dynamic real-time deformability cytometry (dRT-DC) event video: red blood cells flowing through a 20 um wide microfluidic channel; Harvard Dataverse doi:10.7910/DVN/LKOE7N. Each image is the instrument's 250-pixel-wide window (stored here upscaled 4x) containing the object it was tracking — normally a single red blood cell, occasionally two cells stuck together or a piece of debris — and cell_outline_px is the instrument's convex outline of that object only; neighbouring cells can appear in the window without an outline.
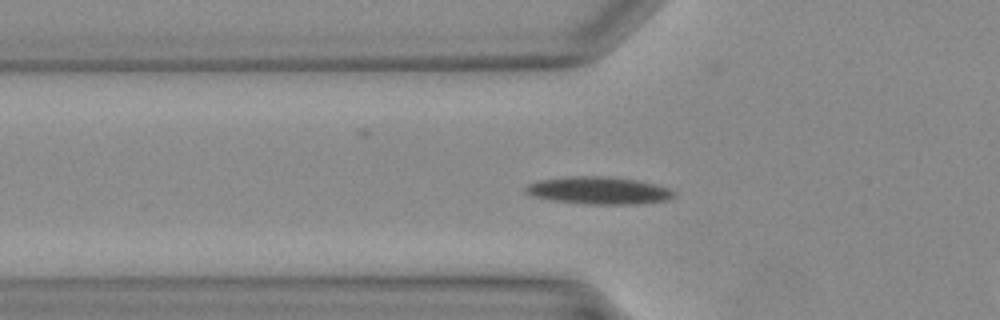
{"species": "Egyptian fruit bat (a non-hibernating species)", "species_latin": "Rousettus aegyptiacus", "temperature_condition": "warm", "stored_images_in_passage": 27, "camera_frame_rate_fps": 3000, "um_per_image_px": 0.085, "animal": {"sex": "female"}, "frame": {"image": 1, "passage_image": 5, "time_ms": 1.333, "image_size_px": [1000, 320], "cell_outline_px": [[676, 196], [668, 200], [636, 204], [592, 204], [548, 200], [532, 196], [524, 192], [524, 188], [528, 184], [540, 180], [568, 176], [608, 176], [636, 180], [668, 188], [676, 192]], "centroid_in_image_um": [50.87, 16.19], "position_along_channel_um": 74.9, "area_um2": 23.76}}
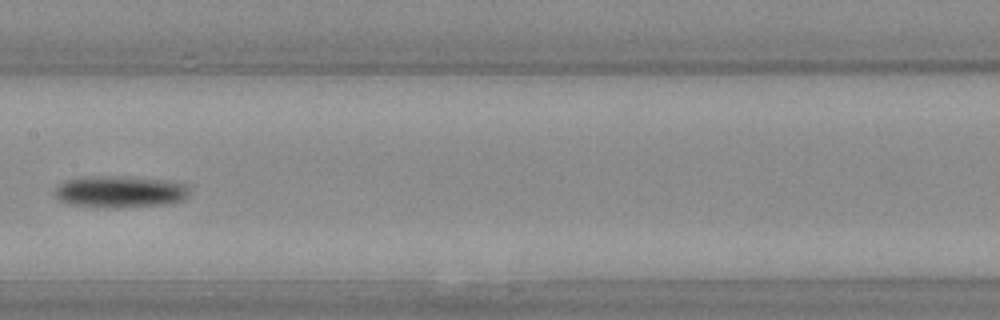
{"frame": {"image": 2, "passage_image": 12, "time_ms": 3.667, "image_size_px": [1000, 320], "cell_outline_px": [[192, 192], [184, 200], [172, 204], [116, 208], [112, 208], [72, 204], [60, 200], [56, 196], [52, 188], [56, 184], [64, 180], [88, 176], [120, 176], [176, 180], [188, 184]], "centroid_in_image_um": [10.29, 16.28], "position_along_channel_um": 197.1, "area_um2": 25.84}}
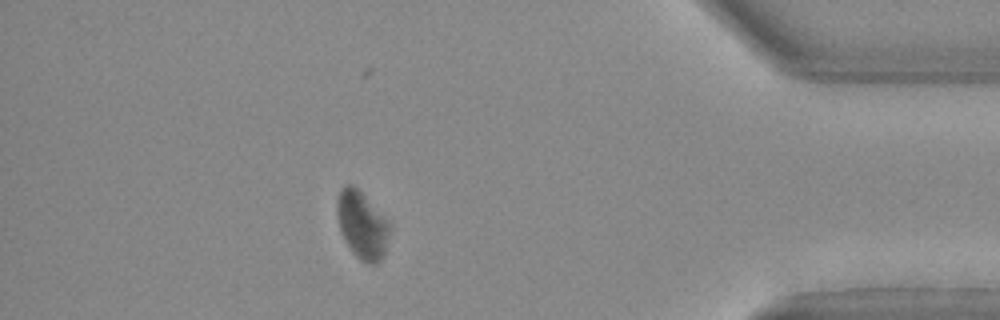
{"frame": {"image": 3, "passage_image": 26, "time_ms": 8.333, "image_size_px": [1000, 320], "cell_outline_px": [[392, 228], [384, 256], [376, 264], [368, 264], [360, 260], [352, 252], [340, 228], [336, 212], [336, 204], [340, 188], [344, 184], [352, 184], [388, 220]], "centroid_in_image_um": [30.8, 19.14], "position_along_channel_um": 404.4, "area_um2": 20.69}}